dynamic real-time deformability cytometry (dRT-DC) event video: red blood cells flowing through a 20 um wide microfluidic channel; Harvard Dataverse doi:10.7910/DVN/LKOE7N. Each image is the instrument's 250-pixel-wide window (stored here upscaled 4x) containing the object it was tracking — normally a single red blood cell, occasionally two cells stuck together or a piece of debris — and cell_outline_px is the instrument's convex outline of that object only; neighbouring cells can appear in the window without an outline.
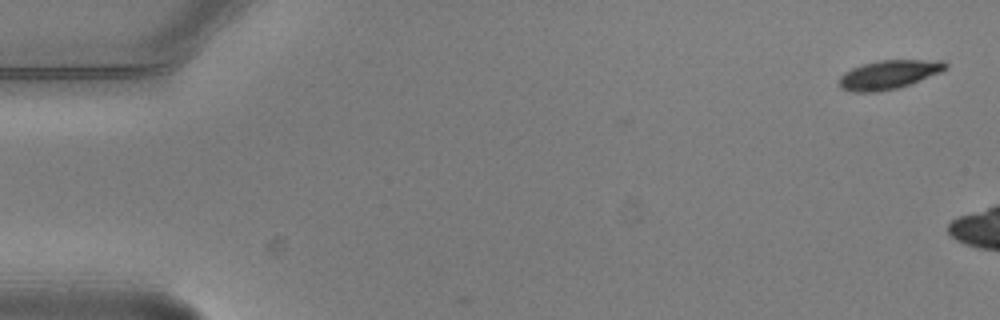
{"species": "common noctule bat (a hibernating species)", "species_latin": "Nyctalus noctula", "temperature_condition": "warm", "stored_images_in_passage": 2, "camera_frame_rate_fps": 3000, "um_per_image_px": 0.085, "animal": {"sex": "male", "body_mass_g": 20.5, "forearm_length_mm": 52.5}, "frame": {"image": 1, "passage_image": 1, "time_ms": 0.0, "image_size_px": [1000, 320], "cell_outline_px": [[948, 68], [940, 72], [908, 84], [896, 88], [876, 92], [852, 92], [840, 88], [840, 76], [844, 72], [852, 68], [876, 60], [944, 60], [948, 64]], "centroid_in_image_um": [75.54, 6.33], "position_along_channel_um": 9.5, "area_um2": 17.74}}